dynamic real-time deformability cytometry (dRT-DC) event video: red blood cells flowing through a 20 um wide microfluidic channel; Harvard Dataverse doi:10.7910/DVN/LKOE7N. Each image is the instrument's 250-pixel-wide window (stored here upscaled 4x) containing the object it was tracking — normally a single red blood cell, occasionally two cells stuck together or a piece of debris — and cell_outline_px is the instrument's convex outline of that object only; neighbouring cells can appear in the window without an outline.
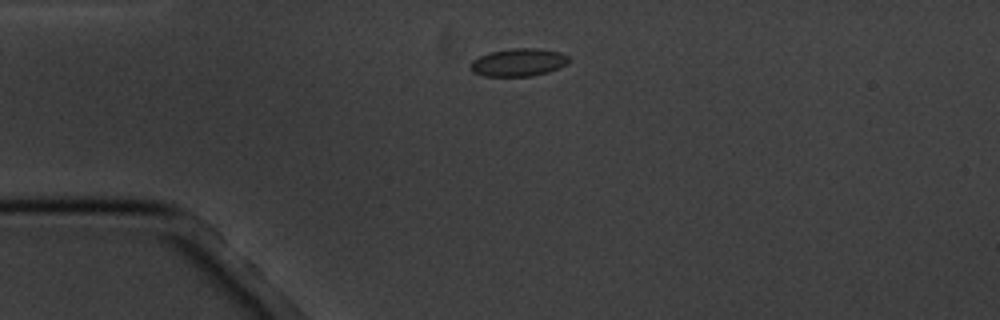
{"species": "common noctule bat (a hibernating species)", "species_latin": "Nyctalus noctula", "temperature_condition": "cold", "stored_images_in_passage": 3, "camera_frame_rate_fps": 3000, "um_per_image_px": 0.085, "animal": {"sex": "male", "body_mass_g": 20.1, "forearm_length_mm": 53.5}, "frame": {"image": 1, "passage_image": 2, "time_ms": 1.333, "image_size_px": [1000, 320], "cell_outline_px": [[572, 60], [548, 72], [532, 76], [484, 76], [472, 72], [468, 68], [468, 64], [472, 60], [488, 52], [512, 48], [536, 48], [560, 52], [568, 56]], "centroid_in_image_um": [44.01, 5.3], "position_along_channel_um": 41.0, "area_um2": 16.07}}